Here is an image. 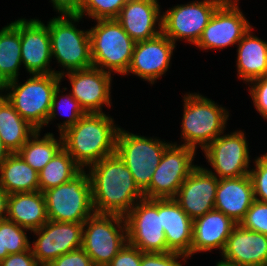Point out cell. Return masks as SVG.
<instances>
[{
    "instance_id": "6da1fadb",
    "label": "cell",
    "mask_w": 267,
    "mask_h": 266,
    "mask_svg": "<svg viewBox=\"0 0 267 266\" xmlns=\"http://www.w3.org/2000/svg\"><path fill=\"white\" fill-rule=\"evenodd\" d=\"M89 170L95 213L124 217L145 198L125 162L116 153L92 164Z\"/></svg>"
},
{
    "instance_id": "7a4b0ae2",
    "label": "cell",
    "mask_w": 267,
    "mask_h": 266,
    "mask_svg": "<svg viewBox=\"0 0 267 266\" xmlns=\"http://www.w3.org/2000/svg\"><path fill=\"white\" fill-rule=\"evenodd\" d=\"M105 113H86L61 133L63 148L82 168L116 153L119 127Z\"/></svg>"
},
{
    "instance_id": "3957f363",
    "label": "cell",
    "mask_w": 267,
    "mask_h": 266,
    "mask_svg": "<svg viewBox=\"0 0 267 266\" xmlns=\"http://www.w3.org/2000/svg\"><path fill=\"white\" fill-rule=\"evenodd\" d=\"M18 78L4 84L0 91H9L5 98L13 108L36 130L47 124L54 91L60 85L57 74H32L24 84Z\"/></svg>"
},
{
    "instance_id": "277c9868",
    "label": "cell",
    "mask_w": 267,
    "mask_h": 266,
    "mask_svg": "<svg viewBox=\"0 0 267 266\" xmlns=\"http://www.w3.org/2000/svg\"><path fill=\"white\" fill-rule=\"evenodd\" d=\"M184 112L181 128L183 146L204 150L224 133L229 113L221 105L197 93L184 95Z\"/></svg>"
},
{
    "instance_id": "5b68a950",
    "label": "cell",
    "mask_w": 267,
    "mask_h": 266,
    "mask_svg": "<svg viewBox=\"0 0 267 266\" xmlns=\"http://www.w3.org/2000/svg\"><path fill=\"white\" fill-rule=\"evenodd\" d=\"M96 21L97 24L89 29L93 67L110 74L112 71L125 75L131 64L136 42L116 19Z\"/></svg>"
},
{
    "instance_id": "8992f818",
    "label": "cell",
    "mask_w": 267,
    "mask_h": 266,
    "mask_svg": "<svg viewBox=\"0 0 267 266\" xmlns=\"http://www.w3.org/2000/svg\"><path fill=\"white\" fill-rule=\"evenodd\" d=\"M82 18L74 15L57 16L47 23L51 53L67 72L93 67L89 30L74 25Z\"/></svg>"
},
{
    "instance_id": "52a82bcc",
    "label": "cell",
    "mask_w": 267,
    "mask_h": 266,
    "mask_svg": "<svg viewBox=\"0 0 267 266\" xmlns=\"http://www.w3.org/2000/svg\"><path fill=\"white\" fill-rule=\"evenodd\" d=\"M43 193L50 221L84 223L95 213L89 173L84 169L72 180Z\"/></svg>"
},
{
    "instance_id": "ba28073f",
    "label": "cell",
    "mask_w": 267,
    "mask_h": 266,
    "mask_svg": "<svg viewBox=\"0 0 267 266\" xmlns=\"http://www.w3.org/2000/svg\"><path fill=\"white\" fill-rule=\"evenodd\" d=\"M127 242L123 216L94 213L83 223L82 248L95 266H108Z\"/></svg>"
},
{
    "instance_id": "9c48e42d",
    "label": "cell",
    "mask_w": 267,
    "mask_h": 266,
    "mask_svg": "<svg viewBox=\"0 0 267 266\" xmlns=\"http://www.w3.org/2000/svg\"><path fill=\"white\" fill-rule=\"evenodd\" d=\"M170 144L120 128L116 139V154L125 162L138 187L144 191L150 185L154 170Z\"/></svg>"
},
{
    "instance_id": "30bf717a",
    "label": "cell",
    "mask_w": 267,
    "mask_h": 266,
    "mask_svg": "<svg viewBox=\"0 0 267 266\" xmlns=\"http://www.w3.org/2000/svg\"><path fill=\"white\" fill-rule=\"evenodd\" d=\"M128 243L143 253H167L161 198L139 200L124 216Z\"/></svg>"
},
{
    "instance_id": "8fae6325",
    "label": "cell",
    "mask_w": 267,
    "mask_h": 266,
    "mask_svg": "<svg viewBox=\"0 0 267 266\" xmlns=\"http://www.w3.org/2000/svg\"><path fill=\"white\" fill-rule=\"evenodd\" d=\"M196 150L170 144L153 173L150 185L143 191L145 198H174L184 180L197 167L192 165Z\"/></svg>"
},
{
    "instance_id": "7c38bea8",
    "label": "cell",
    "mask_w": 267,
    "mask_h": 266,
    "mask_svg": "<svg viewBox=\"0 0 267 266\" xmlns=\"http://www.w3.org/2000/svg\"><path fill=\"white\" fill-rule=\"evenodd\" d=\"M219 5L217 0H203L173 6L162 14V33L175 44L185 39L196 45Z\"/></svg>"
},
{
    "instance_id": "4fadbf2b",
    "label": "cell",
    "mask_w": 267,
    "mask_h": 266,
    "mask_svg": "<svg viewBox=\"0 0 267 266\" xmlns=\"http://www.w3.org/2000/svg\"><path fill=\"white\" fill-rule=\"evenodd\" d=\"M248 141L241 130L231 134L223 133L212 141L203 151L212 170L206 169L218 179L234 178L249 175L250 157Z\"/></svg>"
},
{
    "instance_id": "5bb4252c",
    "label": "cell",
    "mask_w": 267,
    "mask_h": 266,
    "mask_svg": "<svg viewBox=\"0 0 267 266\" xmlns=\"http://www.w3.org/2000/svg\"><path fill=\"white\" fill-rule=\"evenodd\" d=\"M20 32L21 62L30 74H57L64 77L65 72L51 70V40L48 25L39 19L25 18L11 22Z\"/></svg>"
},
{
    "instance_id": "9a60e30c",
    "label": "cell",
    "mask_w": 267,
    "mask_h": 266,
    "mask_svg": "<svg viewBox=\"0 0 267 266\" xmlns=\"http://www.w3.org/2000/svg\"><path fill=\"white\" fill-rule=\"evenodd\" d=\"M32 232L38 238L30 248L39 265H49L59 256L82 247L83 223L48 220Z\"/></svg>"
},
{
    "instance_id": "2e32d148",
    "label": "cell",
    "mask_w": 267,
    "mask_h": 266,
    "mask_svg": "<svg viewBox=\"0 0 267 266\" xmlns=\"http://www.w3.org/2000/svg\"><path fill=\"white\" fill-rule=\"evenodd\" d=\"M252 26L246 20L238 4H220L196 46L202 50L223 49L238 43Z\"/></svg>"
},
{
    "instance_id": "e0dca14e",
    "label": "cell",
    "mask_w": 267,
    "mask_h": 266,
    "mask_svg": "<svg viewBox=\"0 0 267 266\" xmlns=\"http://www.w3.org/2000/svg\"><path fill=\"white\" fill-rule=\"evenodd\" d=\"M176 45L162 32L154 38L136 42L126 74L132 73L154 84L170 66Z\"/></svg>"
},
{
    "instance_id": "ac0fdd59",
    "label": "cell",
    "mask_w": 267,
    "mask_h": 266,
    "mask_svg": "<svg viewBox=\"0 0 267 266\" xmlns=\"http://www.w3.org/2000/svg\"><path fill=\"white\" fill-rule=\"evenodd\" d=\"M72 86L71 95L80 103L86 113H103L102 107L111 106V74L99 68L90 67L66 72Z\"/></svg>"
},
{
    "instance_id": "d6986e66",
    "label": "cell",
    "mask_w": 267,
    "mask_h": 266,
    "mask_svg": "<svg viewBox=\"0 0 267 266\" xmlns=\"http://www.w3.org/2000/svg\"><path fill=\"white\" fill-rule=\"evenodd\" d=\"M218 182L219 179L206 168L197 166L184 180L174 199L195 220L214 210Z\"/></svg>"
},
{
    "instance_id": "ffe728a7",
    "label": "cell",
    "mask_w": 267,
    "mask_h": 266,
    "mask_svg": "<svg viewBox=\"0 0 267 266\" xmlns=\"http://www.w3.org/2000/svg\"><path fill=\"white\" fill-rule=\"evenodd\" d=\"M223 266H267V235L237 224L221 253Z\"/></svg>"
},
{
    "instance_id": "44dd1931",
    "label": "cell",
    "mask_w": 267,
    "mask_h": 266,
    "mask_svg": "<svg viewBox=\"0 0 267 266\" xmlns=\"http://www.w3.org/2000/svg\"><path fill=\"white\" fill-rule=\"evenodd\" d=\"M157 1L128 0L116 18L135 42L154 38L162 32V15Z\"/></svg>"
},
{
    "instance_id": "7402d4cb",
    "label": "cell",
    "mask_w": 267,
    "mask_h": 266,
    "mask_svg": "<svg viewBox=\"0 0 267 266\" xmlns=\"http://www.w3.org/2000/svg\"><path fill=\"white\" fill-rule=\"evenodd\" d=\"M237 225L231 218L218 210H211L193 220L190 257L197 252L221 250Z\"/></svg>"
},
{
    "instance_id": "603a6c76",
    "label": "cell",
    "mask_w": 267,
    "mask_h": 266,
    "mask_svg": "<svg viewBox=\"0 0 267 266\" xmlns=\"http://www.w3.org/2000/svg\"><path fill=\"white\" fill-rule=\"evenodd\" d=\"M250 175L219 179L214 209L239 224L254 201Z\"/></svg>"
},
{
    "instance_id": "cb8c5ba5",
    "label": "cell",
    "mask_w": 267,
    "mask_h": 266,
    "mask_svg": "<svg viewBox=\"0 0 267 266\" xmlns=\"http://www.w3.org/2000/svg\"><path fill=\"white\" fill-rule=\"evenodd\" d=\"M161 222L167 242V252L190 257L193 220L174 198H161Z\"/></svg>"
},
{
    "instance_id": "d4e9b609",
    "label": "cell",
    "mask_w": 267,
    "mask_h": 266,
    "mask_svg": "<svg viewBox=\"0 0 267 266\" xmlns=\"http://www.w3.org/2000/svg\"><path fill=\"white\" fill-rule=\"evenodd\" d=\"M6 219L31 232L41 228L48 221L44 193L36 191L9 194Z\"/></svg>"
},
{
    "instance_id": "484cf974",
    "label": "cell",
    "mask_w": 267,
    "mask_h": 266,
    "mask_svg": "<svg viewBox=\"0 0 267 266\" xmlns=\"http://www.w3.org/2000/svg\"><path fill=\"white\" fill-rule=\"evenodd\" d=\"M237 72L240 79L250 81L267 75V42L252 35L251 28L238 42Z\"/></svg>"
},
{
    "instance_id": "4316f807",
    "label": "cell",
    "mask_w": 267,
    "mask_h": 266,
    "mask_svg": "<svg viewBox=\"0 0 267 266\" xmlns=\"http://www.w3.org/2000/svg\"><path fill=\"white\" fill-rule=\"evenodd\" d=\"M36 131L0 92V138L9 151L17 153Z\"/></svg>"
},
{
    "instance_id": "83f0119b",
    "label": "cell",
    "mask_w": 267,
    "mask_h": 266,
    "mask_svg": "<svg viewBox=\"0 0 267 266\" xmlns=\"http://www.w3.org/2000/svg\"><path fill=\"white\" fill-rule=\"evenodd\" d=\"M0 186L9 194L39 191L38 172L17 153H11L1 166Z\"/></svg>"
},
{
    "instance_id": "f1b7e54d",
    "label": "cell",
    "mask_w": 267,
    "mask_h": 266,
    "mask_svg": "<svg viewBox=\"0 0 267 266\" xmlns=\"http://www.w3.org/2000/svg\"><path fill=\"white\" fill-rule=\"evenodd\" d=\"M20 65V32L10 23L0 30V88L18 77Z\"/></svg>"
},
{
    "instance_id": "f546056e",
    "label": "cell",
    "mask_w": 267,
    "mask_h": 266,
    "mask_svg": "<svg viewBox=\"0 0 267 266\" xmlns=\"http://www.w3.org/2000/svg\"><path fill=\"white\" fill-rule=\"evenodd\" d=\"M57 140L52 133H45L40 138V130H37L22 146L17 154L34 170L40 172L53 156L63 147L62 135Z\"/></svg>"
},
{
    "instance_id": "4dcf8cb0",
    "label": "cell",
    "mask_w": 267,
    "mask_h": 266,
    "mask_svg": "<svg viewBox=\"0 0 267 266\" xmlns=\"http://www.w3.org/2000/svg\"><path fill=\"white\" fill-rule=\"evenodd\" d=\"M83 169L62 147L53 158L38 172L39 191L57 187L72 180Z\"/></svg>"
},
{
    "instance_id": "1f68e13d",
    "label": "cell",
    "mask_w": 267,
    "mask_h": 266,
    "mask_svg": "<svg viewBox=\"0 0 267 266\" xmlns=\"http://www.w3.org/2000/svg\"><path fill=\"white\" fill-rule=\"evenodd\" d=\"M24 230L28 231L8 219L1 221L2 260L9 254L30 249L31 244Z\"/></svg>"
},
{
    "instance_id": "d6a6232c",
    "label": "cell",
    "mask_w": 267,
    "mask_h": 266,
    "mask_svg": "<svg viewBox=\"0 0 267 266\" xmlns=\"http://www.w3.org/2000/svg\"><path fill=\"white\" fill-rule=\"evenodd\" d=\"M59 92H60V86H58L57 89L54 91L52 104H51V110H50L49 117L47 120V125L51 121V119L53 120V118L56 117L57 109L60 111L63 108L62 111H60V113L63 112V110H65L67 113L64 111L65 114L63 113V115L64 116L67 115L68 118L60 125L58 124L59 132L61 134L68 127L75 125L80 120V118L86 114V112L81 107L80 103L71 94L61 95L62 96L60 98L61 100L58 101L59 100L58 98L60 96ZM61 106L62 108H60Z\"/></svg>"
},
{
    "instance_id": "836d02e7",
    "label": "cell",
    "mask_w": 267,
    "mask_h": 266,
    "mask_svg": "<svg viewBox=\"0 0 267 266\" xmlns=\"http://www.w3.org/2000/svg\"><path fill=\"white\" fill-rule=\"evenodd\" d=\"M128 0H83L79 15H88L94 20L116 19Z\"/></svg>"
},
{
    "instance_id": "e575fe53",
    "label": "cell",
    "mask_w": 267,
    "mask_h": 266,
    "mask_svg": "<svg viewBox=\"0 0 267 266\" xmlns=\"http://www.w3.org/2000/svg\"><path fill=\"white\" fill-rule=\"evenodd\" d=\"M239 224L247 230L267 235V203L254 200Z\"/></svg>"
},
{
    "instance_id": "d590c367",
    "label": "cell",
    "mask_w": 267,
    "mask_h": 266,
    "mask_svg": "<svg viewBox=\"0 0 267 266\" xmlns=\"http://www.w3.org/2000/svg\"><path fill=\"white\" fill-rule=\"evenodd\" d=\"M254 199L267 203V153L255 159V169H250Z\"/></svg>"
},
{
    "instance_id": "8d00e7d4",
    "label": "cell",
    "mask_w": 267,
    "mask_h": 266,
    "mask_svg": "<svg viewBox=\"0 0 267 266\" xmlns=\"http://www.w3.org/2000/svg\"><path fill=\"white\" fill-rule=\"evenodd\" d=\"M250 96L261 116L267 119V75L250 81Z\"/></svg>"
},
{
    "instance_id": "74e56055",
    "label": "cell",
    "mask_w": 267,
    "mask_h": 266,
    "mask_svg": "<svg viewBox=\"0 0 267 266\" xmlns=\"http://www.w3.org/2000/svg\"><path fill=\"white\" fill-rule=\"evenodd\" d=\"M183 257L186 262V256L180 253L167 252V253H143L141 257L140 266H182L178 262L179 258Z\"/></svg>"
},
{
    "instance_id": "f35d334b",
    "label": "cell",
    "mask_w": 267,
    "mask_h": 266,
    "mask_svg": "<svg viewBox=\"0 0 267 266\" xmlns=\"http://www.w3.org/2000/svg\"><path fill=\"white\" fill-rule=\"evenodd\" d=\"M48 266H95L90 256L84 251V249L78 248L65 253L55 260H53Z\"/></svg>"
},
{
    "instance_id": "ab89813d",
    "label": "cell",
    "mask_w": 267,
    "mask_h": 266,
    "mask_svg": "<svg viewBox=\"0 0 267 266\" xmlns=\"http://www.w3.org/2000/svg\"><path fill=\"white\" fill-rule=\"evenodd\" d=\"M141 257L142 252L127 242L108 266H140Z\"/></svg>"
},
{
    "instance_id": "60d3db41",
    "label": "cell",
    "mask_w": 267,
    "mask_h": 266,
    "mask_svg": "<svg viewBox=\"0 0 267 266\" xmlns=\"http://www.w3.org/2000/svg\"><path fill=\"white\" fill-rule=\"evenodd\" d=\"M0 266H40L33 256L31 248L25 252L9 254L0 261Z\"/></svg>"
},
{
    "instance_id": "b9f144b4",
    "label": "cell",
    "mask_w": 267,
    "mask_h": 266,
    "mask_svg": "<svg viewBox=\"0 0 267 266\" xmlns=\"http://www.w3.org/2000/svg\"><path fill=\"white\" fill-rule=\"evenodd\" d=\"M53 7L60 15H79L83 0H51Z\"/></svg>"
},
{
    "instance_id": "7bdbcfd3",
    "label": "cell",
    "mask_w": 267,
    "mask_h": 266,
    "mask_svg": "<svg viewBox=\"0 0 267 266\" xmlns=\"http://www.w3.org/2000/svg\"><path fill=\"white\" fill-rule=\"evenodd\" d=\"M8 196L9 193L0 186V221L7 218Z\"/></svg>"
},
{
    "instance_id": "ee69618b",
    "label": "cell",
    "mask_w": 267,
    "mask_h": 266,
    "mask_svg": "<svg viewBox=\"0 0 267 266\" xmlns=\"http://www.w3.org/2000/svg\"><path fill=\"white\" fill-rule=\"evenodd\" d=\"M11 154L9 149L4 145L2 139L0 138V169L3 163L6 161L7 157Z\"/></svg>"
},
{
    "instance_id": "f6af8a7d",
    "label": "cell",
    "mask_w": 267,
    "mask_h": 266,
    "mask_svg": "<svg viewBox=\"0 0 267 266\" xmlns=\"http://www.w3.org/2000/svg\"><path fill=\"white\" fill-rule=\"evenodd\" d=\"M220 4L236 5L239 0H217Z\"/></svg>"
},
{
    "instance_id": "bcb514c9",
    "label": "cell",
    "mask_w": 267,
    "mask_h": 266,
    "mask_svg": "<svg viewBox=\"0 0 267 266\" xmlns=\"http://www.w3.org/2000/svg\"><path fill=\"white\" fill-rule=\"evenodd\" d=\"M0 261H2L1 221H0Z\"/></svg>"
}]
</instances>
